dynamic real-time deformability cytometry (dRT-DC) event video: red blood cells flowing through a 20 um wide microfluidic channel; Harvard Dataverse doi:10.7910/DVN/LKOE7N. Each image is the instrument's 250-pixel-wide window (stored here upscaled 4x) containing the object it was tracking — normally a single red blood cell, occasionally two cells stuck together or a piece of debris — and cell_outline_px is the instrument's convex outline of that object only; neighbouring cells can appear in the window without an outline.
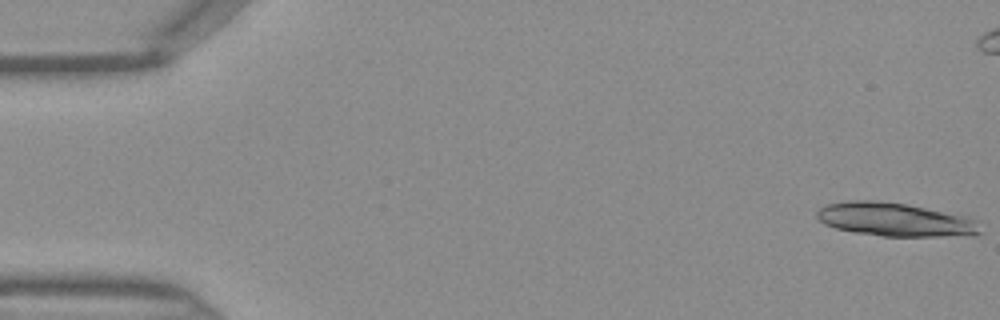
{"species": "Egyptian fruit bat (a non-hibernating species)", "species_latin": "Rousettus aegyptiacus", "temperature_condition": "warm", "stored_images_in_passage": 22, "camera_frame_rate_fps": 3000, "um_per_image_px": 0.085, "frame": {"image": 1, "passage_image": 1, "time_ms": 0.0, "image_size_px": [1000, 320], "cell_outline_px": [[984, 232], [976, 236], [880, 236], [856, 232], [836, 228], [824, 224], [816, 216], [816, 212], [820, 208], [828, 204], [848, 200], [876, 200], [908, 204], [972, 216], [980, 220]], "centroid_in_image_um": [76.24, 18.66], "position_along_channel_um": 8.8, "area_um2": 32.77}}